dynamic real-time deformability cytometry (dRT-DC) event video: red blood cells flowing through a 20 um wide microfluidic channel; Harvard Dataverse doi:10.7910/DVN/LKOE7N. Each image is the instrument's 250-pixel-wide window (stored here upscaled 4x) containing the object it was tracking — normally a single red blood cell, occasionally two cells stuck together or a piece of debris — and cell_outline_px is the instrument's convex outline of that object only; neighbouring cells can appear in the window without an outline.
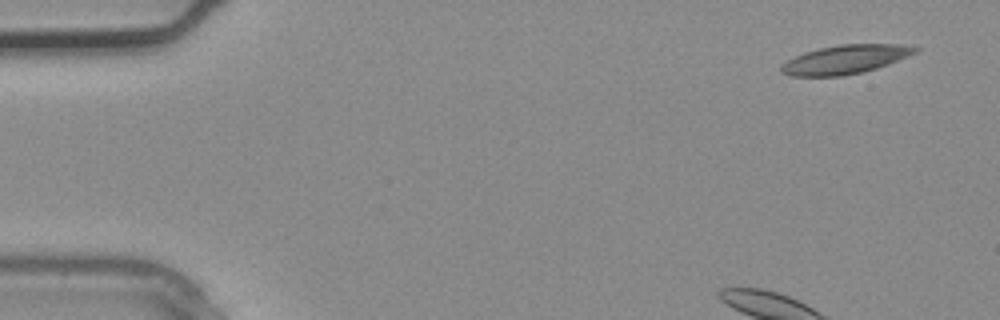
{"species": "common noctule bat (a hibernating species)", "species_latin": "Nyctalus noctula", "temperature_condition": "warm", "stored_images_in_passage": 2, "camera_frame_rate_fps": 3000, "um_per_image_px": 0.085, "animal": {"sex": "male", "body_mass_g": 20.4}, "frame": {"image": 1, "passage_image": 1, "time_ms": 0.0, "image_size_px": [1000, 320], "cell_outline_px": [[920, 48], [916, 52], [908, 56], [888, 64], [864, 72], [844, 76], [788, 76], [780, 72], [780, 64], [804, 52], [820, 48], [840, 44], [900, 44]], "centroid_in_image_um": [71.81, 5.06], "position_along_channel_um": 13.2, "area_um2": 22.54}}